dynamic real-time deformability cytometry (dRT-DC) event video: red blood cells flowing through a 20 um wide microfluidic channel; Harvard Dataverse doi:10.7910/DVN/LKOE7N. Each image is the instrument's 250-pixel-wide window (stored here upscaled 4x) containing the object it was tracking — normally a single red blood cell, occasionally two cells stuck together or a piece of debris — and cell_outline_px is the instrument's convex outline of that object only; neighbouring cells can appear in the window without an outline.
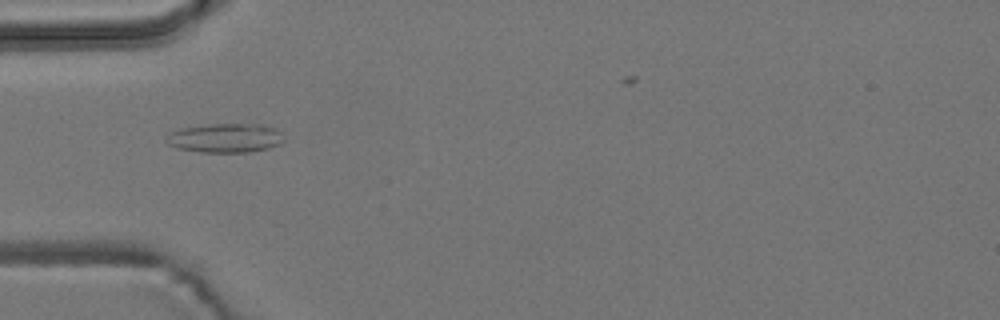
{"species": "common noctule bat (a hibernating species)", "species_latin": "Nyctalus noctula", "temperature_condition": "room temperature", "stored_images_in_passage": 5, "camera_frame_rate_fps": 3000, "um_per_image_px": 0.085, "animal": {"sex": "male", "body_mass_g": 19.2, "forearm_length_mm": 51.8}, "frame": {"image": 1, "passage_image": 3, "time_ms": 0.667, "image_size_px": [1000, 320], "cell_outline_px": [[284, 140], [280, 144], [268, 148], [248, 152], [200, 152], [180, 148], [168, 144], [164, 140], [164, 136], [168, 132], [180, 128], [212, 124], [260, 124], [276, 128], [280, 132]], "centroid_in_image_um": [19.12, 11.72], "position_along_channel_um": 65.9, "area_um2": 20.06}}
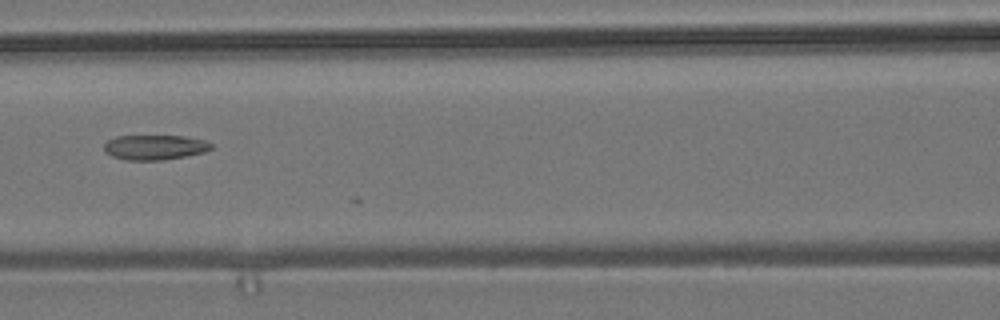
{"frame": {"image": 2, "passage_image": 5, "time_ms": 1.333, "image_size_px": [1000, 320], "cell_outline_px": [[212, 148], [204, 152], [184, 156], [160, 160], [128, 160], [112, 156], [104, 152], [104, 144], [108, 140], [116, 136], [184, 136], [204, 140], [212, 144]], "centroid_in_image_um": [13.13, 12.51], "position_along_channel_um": 153.5, "area_um2": 15.43}}